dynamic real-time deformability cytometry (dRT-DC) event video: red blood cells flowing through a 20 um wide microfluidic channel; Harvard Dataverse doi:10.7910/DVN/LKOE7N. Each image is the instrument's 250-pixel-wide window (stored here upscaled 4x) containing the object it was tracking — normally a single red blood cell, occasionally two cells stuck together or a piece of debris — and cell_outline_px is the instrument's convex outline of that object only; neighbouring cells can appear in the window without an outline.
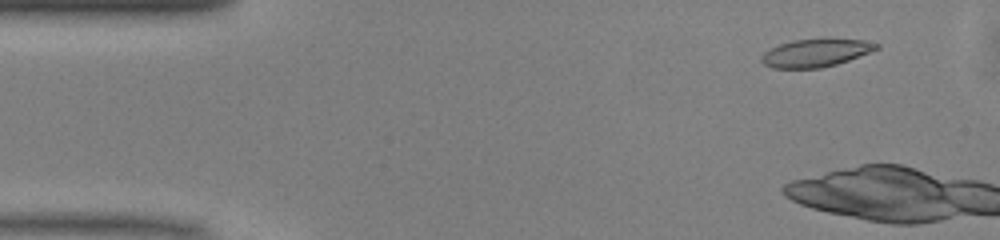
{"species": "common noctule bat (a hibernating species)", "species_latin": "Nyctalus noctula", "temperature_condition": "warm", "stored_images_in_passage": 9, "camera_frame_rate_fps": 3000, "um_per_image_px": 0.085, "animal": {"sex": "male", "body_mass_g": 13.0, "forearm_length_mm": 53.1}, "frame": {"image": 1, "passage_image": 4, "time_ms": 1.0, "image_size_px": [1000, 240], "cell_outline_px": [[880, 48], [848, 60], [836, 64], [820, 68], [772, 68], [764, 64], [760, 60], [760, 56], [764, 52], [780, 44], [792, 40], [824, 36], [864, 40], [880, 44]], "centroid_in_image_um": [69.36, 4.45], "position_along_channel_um": 15.6, "area_um2": 19.31}}